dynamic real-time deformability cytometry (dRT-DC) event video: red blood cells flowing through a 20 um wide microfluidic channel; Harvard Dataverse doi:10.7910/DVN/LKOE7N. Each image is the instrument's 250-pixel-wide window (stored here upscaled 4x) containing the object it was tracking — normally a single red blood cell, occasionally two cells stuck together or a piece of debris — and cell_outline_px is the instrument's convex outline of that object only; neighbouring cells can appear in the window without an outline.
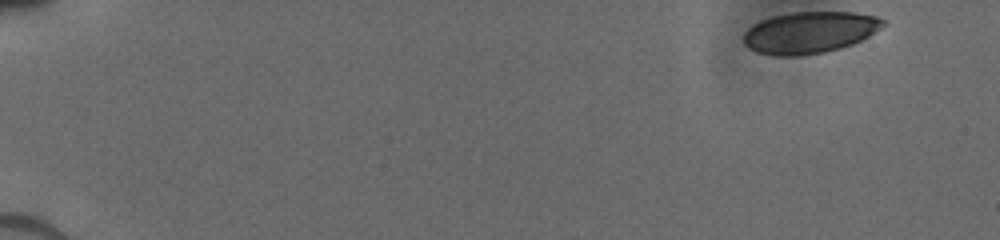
{"species": "human", "species_latin": "Homo sapiens", "temperature_condition": "cold", "stored_images_in_passage": 28, "camera_frame_rate_fps": 3000, "um_per_image_px": 0.085, "donor": {"sex": "male"}, "frame": {"image": 1, "passage_image": 1, "time_ms": 0.0, "image_size_px": [1000, 240], "cell_outline_px": [[884, 24], [868, 36], [852, 44], [840, 48], [824, 52], [800, 56], [776, 56], [756, 52], [748, 48], [744, 44], [744, 32], [752, 24], [760, 20], [792, 12], [852, 12], [876, 16], [884, 20]], "centroid_in_image_um": [68.77, 2.76], "position_along_channel_um": 16.2, "area_um2": 33.7}}
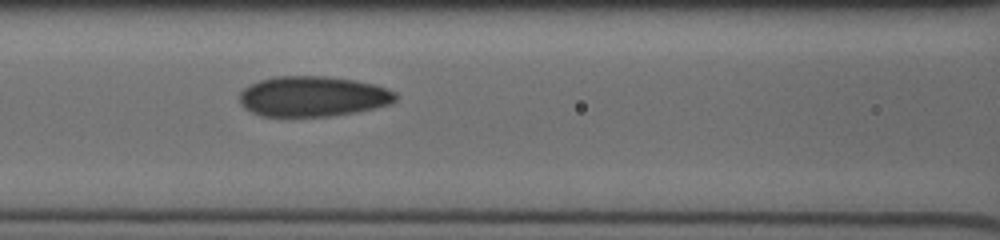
{"frame": {"image": 2, "passage_image": 24, "time_ms": 7.0, "image_size_px": [1000, 240], "cell_outline_px": [[396, 100], [388, 104], [356, 112], [332, 116], [260, 116], [244, 108], [240, 104], [240, 92], [244, 88], [260, 80], [276, 76], [324, 76], [356, 80], [376, 84], [388, 88], [396, 92]], "centroid_in_image_um": [26.6, 8.19], "position_along_channel_um": 140.0, "area_um2": 36.76}}
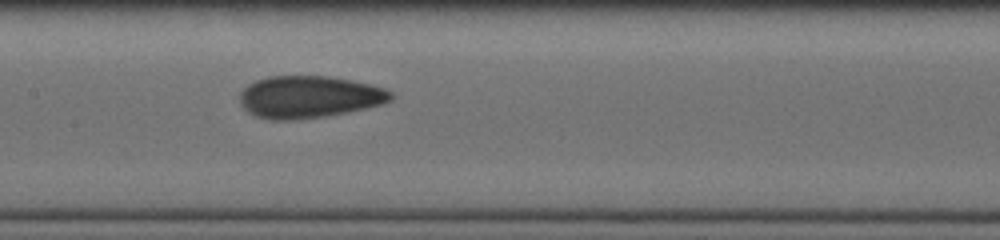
{"frame": {"image": 3, "passage_image": 27, "time_ms": 8.0, "image_size_px": [1000, 240], "cell_outline_px": [[396, 96], [392, 100], [384, 104], [344, 112], [320, 116], [288, 120], [272, 120], [256, 116], [248, 112], [240, 104], [240, 92], [248, 84], [256, 80], [268, 76], [328, 76], [352, 80], [372, 84], [396, 92]], "centroid_in_image_um": [26.31, 8.22], "position_along_channel_um": 181.1, "area_um2": 37.17}}